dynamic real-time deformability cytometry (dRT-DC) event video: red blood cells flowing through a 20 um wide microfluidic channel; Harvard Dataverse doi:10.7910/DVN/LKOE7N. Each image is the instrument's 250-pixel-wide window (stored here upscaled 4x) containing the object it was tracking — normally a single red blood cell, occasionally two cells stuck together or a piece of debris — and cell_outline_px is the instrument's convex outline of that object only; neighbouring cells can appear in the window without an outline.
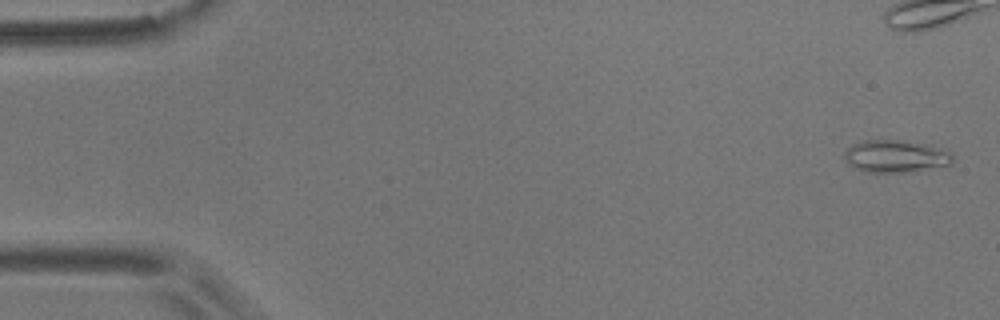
{"species": "common noctule bat (a hibernating species)", "species_latin": "Nyctalus noctula", "temperature_condition": "room temperature", "stored_images_in_passage": 7, "camera_frame_rate_fps": 3000, "um_per_image_px": 0.085, "animal": {"sex": "male", "body_mass_g": 17.9}, "frame": {"image": 1, "passage_image": 1, "time_ms": 0.0, "image_size_px": [1000, 320], "cell_outline_px": [[952, 164], [912, 172], [868, 172], [856, 168], [848, 164], [844, 160], [844, 152], [852, 144], [864, 140], [904, 140], [932, 144], [952, 152]], "centroid_in_image_um": [76.16, 13.27], "position_along_channel_um": 8.8, "area_um2": 20.81}}
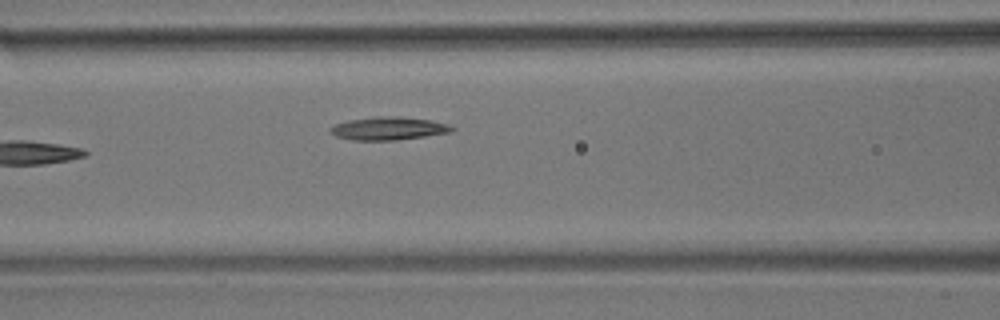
{"frame": {"image": 2, "passage_image": 7, "time_ms": 8.0, "image_size_px": [1000, 320], "cell_outline_px": [[456, 128], [452, 132], [396, 140], [352, 140], [336, 136], [328, 132], [328, 128], [336, 124], [348, 120], [376, 116], [400, 116], [432, 120], [448, 124]], "centroid_in_image_um": [33.01, 10.91], "position_along_channel_um": 133.6, "area_um2": 16.47}}